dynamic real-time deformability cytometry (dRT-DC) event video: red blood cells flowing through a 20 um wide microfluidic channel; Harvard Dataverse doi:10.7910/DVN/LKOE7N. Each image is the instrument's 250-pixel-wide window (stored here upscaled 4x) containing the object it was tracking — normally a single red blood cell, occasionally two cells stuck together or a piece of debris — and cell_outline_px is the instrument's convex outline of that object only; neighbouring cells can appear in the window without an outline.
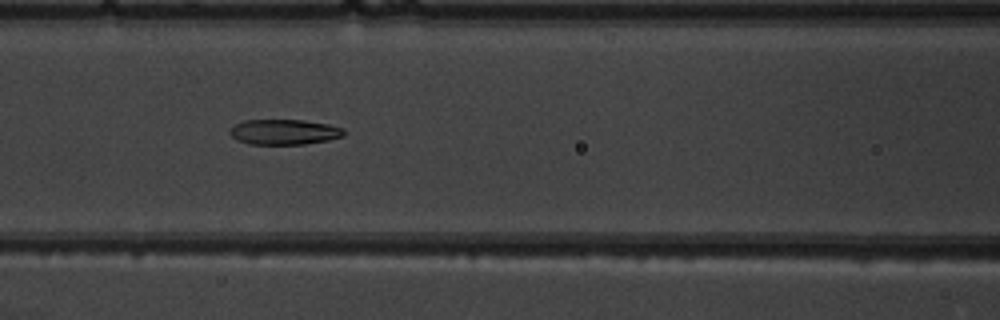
{"species": "common noctule bat (a hibernating species)", "species_latin": "Nyctalus noctula", "temperature_condition": "warm", "stored_images_in_passage": 7, "camera_frame_rate_fps": 3000, "um_per_image_px": 0.085, "animal": {"sex": "male", "body_mass_g": 19.5, "forearm_length_mm": 54.6}, "frame": {"image": 1, "passage_image": 6, "time_ms": 6.333, "image_size_px": [1000, 320], "cell_outline_px": [[344, 136], [328, 140], [304, 144], [248, 144], [236, 140], [228, 132], [236, 124], [244, 120], [304, 120], [328, 124], [344, 128]], "centroid_in_image_um": [24.16, 11.22], "position_along_channel_um": 142.4, "area_um2": 16.82}}
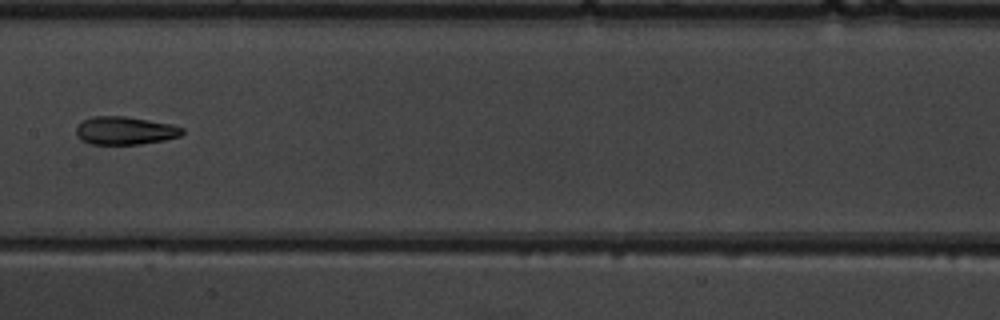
{"frame": {"image": 2, "passage_image": 7, "time_ms": 7.667, "image_size_px": [1000, 320], "cell_outline_px": [[184, 132], [180, 136], [164, 140], [140, 144], [88, 144], [80, 140], [76, 136], [76, 128], [84, 120], [92, 116], [124, 116], [172, 124], [184, 128]], "centroid_in_image_um": [10.62, 11.11], "position_along_channel_um": 196.8, "area_um2": 17.4}}